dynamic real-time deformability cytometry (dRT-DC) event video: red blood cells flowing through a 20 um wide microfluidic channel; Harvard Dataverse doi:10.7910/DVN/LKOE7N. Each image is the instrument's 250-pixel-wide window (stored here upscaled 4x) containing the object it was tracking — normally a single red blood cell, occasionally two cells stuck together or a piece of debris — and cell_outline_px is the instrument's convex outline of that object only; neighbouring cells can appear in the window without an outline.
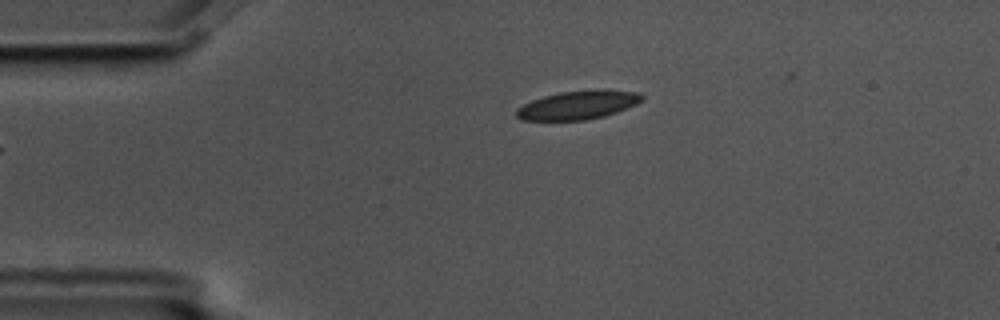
{"species": "common noctule bat (a hibernating species)", "species_latin": "Nyctalus noctula", "temperature_condition": "cold", "stored_images_in_passage": 3, "camera_frame_rate_fps": 3000, "um_per_image_px": 0.085, "animal": {"sex": "male", "body_mass_g": 17.5, "forearm_length_mm": 52.3}, "frame": {"image": 1, "passage_image": 3, "time_ms": 0.667, "image_size_px": [1000, 320], "cell_outline_px": [[644, 100], [636, 104], [616, 112], [604, 116], [584, 120], [520, 120], [516, 116], [516, 108], [532, 100], [544, 96], [560, 92], [596, 88], [604, 88], [640, 92], [644, 96]], "centroid_in_image_um": [49.17, 8.9], "position_along_channel_um": 35.8, "area_um2": 21.33}}